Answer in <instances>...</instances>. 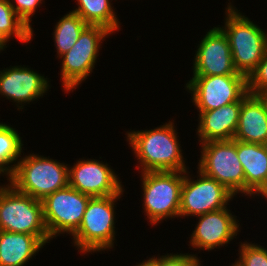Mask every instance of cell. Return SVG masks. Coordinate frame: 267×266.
<instances>
[{
  "instance_id": "1",
  "label": "cell",
  "mask_w": 267,
  "mask_h": 266,
  "mask_svg": "<svg viewBox=\"0 0 267 266\" xmlns=\"http://www.w3.org/2000/svg\"><path fill=\"white\" fill-rule=\"evenodd\" d=\"M173 122L150 130L126 132V141L138 160L141 173L149 171H186L178 132Z\"/></svg>"
},
{
  "instance_id": "12",
  "label": "cell",
  "mask_w": 267,
  "mask_h": 266,
  "mask_svg": "<svg viewBox=\"0 0 267 266\" xmlns=\"http://www.w3.org/2000/svg\"><path fill=\"white\" fill-rule=\"evenodd\" d=\"M106 162L79 159L69 168V185L90 197L117 195L123 190L120 178Z\"/></svg>"
},
{
  "instance_id": "2",
  "label": "cell",
  "mask_w": 267,
  "mask_h": 266,
  "mask_svg": "<svg viewBox=\"0 0 267 266\" xmlns=\"http://www.w3.org/2000/svg\"><path fill=\"white\" fill-rule=\"evenodd\" d=\"M228 3L224 26L218 25L227 35L235 70L246 76L256 69L267 49V33L248 17Z\"/></svg>"
},
{
  "instance_id": "28",
  "label": "cell",
  "mask_w": 267,
  "mask_h": 266,
  "mask_svg": "<svg viewBox=\"0 0 267 266\" xmlns=\"http://www.w3.org/2000/svg\"><path fill=\"white\" fill-rule=\"evenodd\" d=\"M8 41L0 34V53L1 51H4L5 48H7Z\"/></svg>"
},
{
  "instance_id": "29",
  "label": "cell",
  "mask_w": 267,
  "mask_h": 266,
  "mask_svg": "<svg viewBox=\"0 0 267 266\" xmlns=\"http://www.w3.org/2000/svg\"><path fill=\"white\" fill-rule=\"evenodd\" d=\"M136 266H154L148 259L138 263Z\"/></svg>"
},
{
  "instance_id": "6",
  "label": "cell",
  "mask_w": 267,
  "mask_h": 266,
  "mask_svg": "<svg viewBox=\"0 0 267 266\" xmlns=\"http://www.w3.org/2000/svg\"><path fill=\"white\" fill-rule=\"evenodd\" d=\"M143 209L150 225L177 218L180 209L183 171H149L140 174Z\"/></svg>"
},
{
  "instance_id": "24",
  "label": "cell",
  "mask_w": 267,
  "mask_h": 266,
  "mask_svg": "<svg viewBox=\"0 0 267 266\" xmlns=\"http://www.w3.org/2000/svg\"><path fill=\"white\" fill-rule=\"evenodd\" d=\"M239 258L234 266H267V247L258 243L241 242L239 247Z\"/></svg>"
},
{
  "instance_id": "25",
  "label": "cell",
  "mask_w": 267,
  "mask_h": 266,
  "mask_svg": "<svg viewBox=\"0 0 267 266\" xmlns=\"http://www.w3.org/2000/svg\"><path fill=\"white\" fill-rule=\"evenodd\" d=\"M154 266H201V259L196 254L180 253L165 254L159 257L152 256L148 259Z\"/></svg>"
},
{
  "instance_id": "10",
  "label": "cell",
  "mask_w": 267,
  "mask_h": 266,
  "mask_svg": "<svg viewBox=\"0 0 267 266\" xmlns=\"http://www.w3.org/2000/svg\"><path fill=\"white\" fill-rule=\"evenodd\" d=\"M185 88L199 112L238 102L248 93L244 75L192 76Z\"/></svg>"
},
{
  "instance_id": "26",
  "label": "cell",
  "mask_w": 267,
  "mask_h": 266,
  "mask_svg": "<svg viewBox=\"0 0 267 266\" xmlns=\"http://www.w3.org/2000/svg\"><path fill=\"white\" fill-rule=\"evenodd\" d=\"M248 92L261 95L267 91V49L256 69L247 78Z\"/></svg>"
},
{
  "instance_id": "18",
  "label": "cell",
  "mask_w": 267,
  "mask_h": 266,
  "mask_svg": "<svg viewBox=\"0 0 267 266\" xmlns=\"http://www.w3.org/2000/svg\"><path fill=\"white\" fill-rule=\"evenodd\" d=\"M234 140L267 144V108L259 95L247 93L241 99V110Z\"/></svg>"
},
{
  "instance_id": "11",
  "label": "cell",
  "mask_w": 267,
  "mask_h": 266,
  "mask_svg": "<svg viewBox=\"0 0 267 266\" xmlns=\"http://www.w3.org/2000/svg\"><path fill=\"white\" fill-rule=\"evenodd\" d=\"M197 174L195 180L188 169L183 171L179 217H197L223 209L235 197L214 178L206 176L200 170Z\"/></svg>"
},
{
  "instance_id": "21",
  "label": "cell",
  "mask_w": 267,
  "mask_h": 266,
  "mask_svg": "<svg viewBox=\"0 0 267 266\" xmlns=\"http://www.w3.org/2000/svg\"><path fill=\"white\" fill-rule=\"evenodd\" d=\"M23 145L20 133L10 124L0 122V176L5 175L7 180L11 177L23 153Z\"/></svg>"
},
{
  "instance_id": "5",
  "label": "cell",
  "mask_w": 267,
  "mask_h": 266,
  "mask_svg": "<svg viewBox=\"0 0 267 266\" xmlns=\"http://www.w3.org/2000/svg\"><path fill=\"white\" fill-rule=\"evenodd\" d=\"M0 230L37 236L45 245L52 240L43 218V204L12 184L0 185Z\"/></svg>"
},
{
  "instance_id": "27",
  "label": "cell",
  "mask_w": 267,
  "mask_h": 266,
  "mask_svg": "<svg viewBox=\"0 0 267 266\" xmlns=\"http://www.w3.org/2000/svg\"><path fill=\"white\" fill-rule=\"evenodd\" d=\"M42 2H45V1L44 0H9V3L14 9V11L16 12L17 16L32 31H33V28L31 25V22H32L31 18L33 14H35L37 8L40 7L41 4H43Z\"/></svg>"
},
{
  "instance_id": "13",
  "label": "cell",
  "mask_w": 267,
  "mask_h": 266,
  "mask_svg": "<svg viewBox=\"0 0 267 266\" xmlns=\"http://www.w3.org/2000/svg\"><path fill=\"white\" fill-rule=\"evenodd\" d=\"M193 60V76L242 75L235 70L227 35L220 27L201 39Z\"/></svg>"
},
{
  "instance_id": "19",
  "label": "cell",
  "mask_w": 267,
  "mask_h": 266,
  "mask_svg": "<svg viewBox=\"0 0 267 266\" xmlns=\"http://www.w3.org/2000/svg\"><path fill=\"white\" fill-rule=\"evenodd\" d=\"M44 245L35 235L0 230V266H25Z\"/></svg>"
},
{
  "instance_id": "23",
  "label": "cell",
  "mask_w": 267,
  "mask_h": 266,
  "mask_svg": "<svg viewBox=\"0 0 267 266\" xmlns=\"http://www.w3.org/2000/svg\"><path fill=\"white\" fill-rule=\"evenodd\" d=\"M33 32L17 16L9 0H0V34L8 42L15 37L21 43H28L33 38Z\"/></svg>"
},
{
  "instance_id": "3",
  "label": "cell",
  "mask_w": 267,
  "mask_h": 266,
  "mask_svg": "<svg viewBox=\"0 0 267 266\" xmlns=\"http://www.w3.org/2000/svg\"><path fill=\"white\" fill-rule=\"evenodd\" d=\"M69 167L49 156L30 153L19 159L8 182L18 191L42 201L69 185Z\"/></svg>"
},
{
  "instance_id": "16",
  "label": "cell",
  "mask_w": 267,
  "mask_h": 266,
  "mask_svg": "<svg viewBox=\"0 0 267 266\" xmlns=\"http://www.w3.org/2000/svg\"><path fill=\"white\" fill-rule=\"evenodd\" d=\"M237 156L245 177V196L267 200V148L264 144L237 140Z\"/></svg>"
},
{
  "instance_id": "4",
  "label": "cell",
  "mask_w": 267,
  "mask_h": 266,
  "mask_svg": "<svg viewBox=\"0 0 267 266\" xmlns=\"http://www.w3.org/2000/svg\"><path fill=\"white\" fill-rule=\"evenodd\" d=\"M124 190L117 195L93 197L89 200L79 228L71 235L73 244L80 253L92 254L114 247L115 203L122 197Z\"/></svg>"
},
{
  "instance_id": "20",
  "label": "cell",
  "mask_w": 267,
  "mask_h": 266,
  "mask_svg": "<svg viewBox=\"0 0 267 266\" xmlns=\"http://www.w3.org/2000/svg\"><path fill=\"white\" fill-rule=\"evenodd\" d=\"M77 8L72 12L78 14L86 24L99 25L112 33L119 31L120 21L112 7L111 0H76Z\"/></svg>"
},
{
  "instance_id": "9",
  "label": "cell",
  "mask_w": 267,
  "mask_h": 266,
  "mask_svg": "<svg viewBox=\"0 0 267 266\" xmlns=\"http://www.w3.org/2000/svg\"><path fill=\"white\" fill-rule=\"evenodd\" d=\"M91 198L70 185L47 195L42 204L49 237L53 240L60 234L72 235L79 228Z\"/></svg>"
},
{
  "instance_id": "7",
  "label": "cell",
  "mask_w": 267,
  "mask_h": 266,
  "mask_svg": "<svg viewBox=\"0 0 267 266\" xmlns=\"http://www.w3.org/2000/svg\"><path fill=\"white\" fill-rule=\"evenodd\" d=\"M111 34L105 27L88 25L75 45L59 58L62 60L60 80L65 92H73L93 72L102 41Z\"/></svg>"
},
{
  "instance_id": "22",
  "label": "cell",
  "mask_w": 267,
  "mask_h": 266,
  "mask_svg": "<svg viewBox=\"0 0 267 266\" xmlns=\"http://www.w3.org/2000/svg\"><path fill=\"white\" fill-rule=\"evenodd\" d=\"M58 21L53 30V39L57 50V57L60 58L75 45L80 34L88 24L72 11L65 14Z\"/></svg>"
},
{
  "instance_id": "8",
  "label": "cell",
  "mask_w": 267,
  "mask_h": 266,
  "mask_svg": "<svg viewBox=\"0 0 267 266\" xmlns=\"http://www.w3.org/2000/svg\"><path fill=\"white\" fill-rule=\"evenodd\" d=\"M198 170L221 183L234 196L244 194L245 177L237 156V140L201 143Z\"/></svg>"
},
{
  "instance_id": "17",
  "label": "cell",
  "mask_w": 267,
  "mask_h": 266,
  "mask_svg": "<svg viewBox=\"0 0 267 266\" xmlns=\"http://www.w3.org/2000/svg\"><path fill=\"white\" fill-rule=\"evenodd\" d=\"M241 100L220 108L199 112L197 133L200 144L233 140L238 125Z\"/></svg>"
},
{
  "instance_id": "14",
  "label": "cell",
  "mask_w": 267,
  "mask_h": 266,
  "mask_svg": "<svg viewBox=\"0 0 267 266\" xmlns=\"http://www.w3.org/2000/svg\"><path fill=\"white\" fill-rule=\"evenodd\" d=\"M197 217L198 223L189 241V245L195 249L204 251L220 249L230 244V241L240 232L241 226L236 221L237 216L232 215L228 207Z\"/></svg>"
},
{
  "instance_id": "30",
  "label": "cell",
  "mask_w": 267,
  "mask_h": 266,
  "mask_svg": "<svg viewBox=\"0 0 267 266\" xmlns=\"http://www.w3.org/2000/svg\"><path fill=\"white\" fill-rule=\"evenodd\" d=\"M259 96L262 98V100H263V102L265 103L266 108H267V91L264 92V93H262V94L259 95Z\"/></svg>"
},
{
  "instance_id": "15",
  "label": "cell",
  "mask_w": 267,
  "mask_h": 266,
  "mask_svg": "<svg viewBox=\"0 0 267 266\" xmlns=\"http://www.w3.org/2000/svg\"><path fill=\"white\" fill-rule=\"evenodd\" d=\"M49 82L47 77L28 66H11L0 71V95L16 102L22 111L25 103L30 104L47 93Z\"/></svg>"
}]
</instances>
